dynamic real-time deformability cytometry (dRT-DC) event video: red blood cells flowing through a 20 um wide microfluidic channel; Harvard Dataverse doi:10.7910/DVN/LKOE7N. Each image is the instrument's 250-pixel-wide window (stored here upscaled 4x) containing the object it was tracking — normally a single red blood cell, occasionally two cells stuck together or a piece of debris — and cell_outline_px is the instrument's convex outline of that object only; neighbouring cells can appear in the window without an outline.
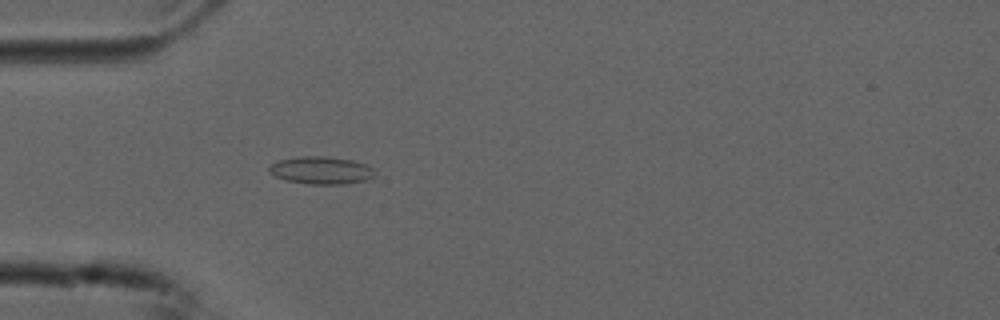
{"species": "common noctule bat (a hibernating species)", "species_latin": "Nyctalus noctula", "temperature_condition": "cold", "stored_images_in_passage": 53, "camera_frame_rate_fps": 3000, "um_per_image_px": 0.085, "animal": {"sex": "male", "forearm_length_mm": 52.5}, "frame": {"image": 1, "passage_image": 15, "time_ms": 4.667, "image_size_px": [1000, 320], "cell_outline_px": [[376, 176], [364, 180], [344, 184], [308, 184], [284, 180], [268, 172], [268, 168], [272, 164], [280, 160], [300, 156], [324, 156], [352, 160], [364, 164], [372, 168], [376, 172]], "centroid_in_image_um": [27.29, 14.48], "position_along_channel_um": 57.7, "area_um2": 16.94}}
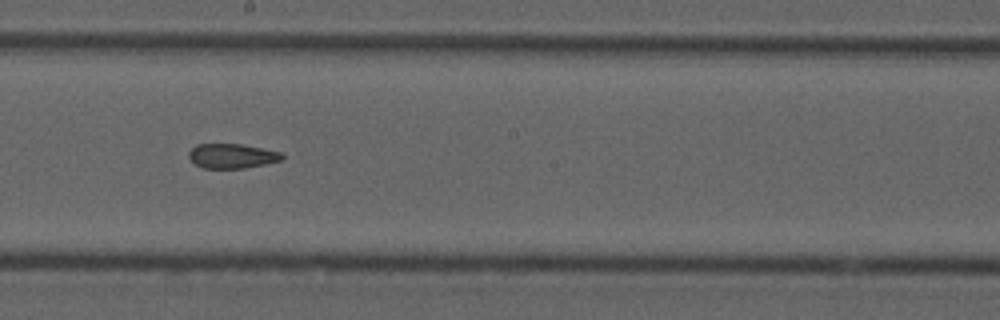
{"frame": {"image": 2, "passage_image": 29, "time_ms": 9.333, "image_size_px": [1000, 320], "cell_outline_px": [[284, 156], [280, 160], [264, 164], [244, 168], [204, 168], [196, 164], [188, 156], [188, 152], [196, 144], [240, 144], [280, 152]], "centroid_in_image_um": [19.68, 13.25], "position_along_channel_um": 228.5, "area_um2": 13.12}}
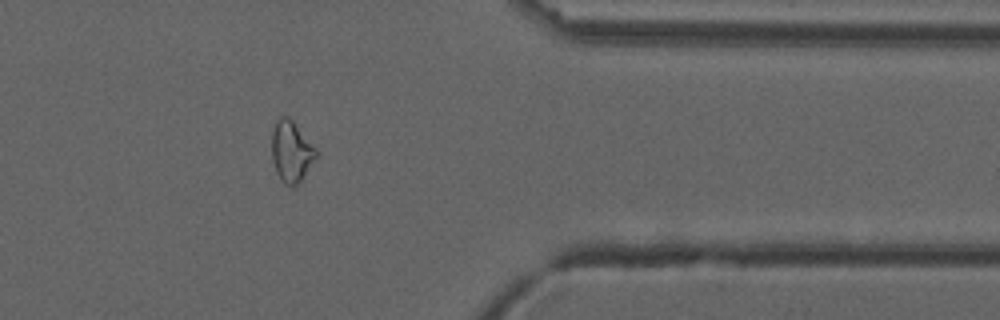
{"frame": {"image": 3, "passage_image": 43, "time_ms": 14.0, "image_size_px": [1000, 320], "cell_outline_px": [[316, 156], [300, 184], [296, 188], [292, 188], [284, 184], [276, 172], [272, 160], [272, 132], [276, 120], [280, 116], [288, 116], [292, 120], [316, 148]], "centroid_in_image_um": [24.75, 12.92], "position_along_channel_um": 386.7, "area_um2": 15.9}, "authors_computed_cell_mechanics": {"area_um2": 15.7794, "velocity_mm_per_s": 3.7538, "shape_relaxation_time_tau1_ms": null, "shape_relaxation_time_tau2_ms": 3.2722, "deformation_change_tau1": null, "deformation_change_tau2": 0.1016}}